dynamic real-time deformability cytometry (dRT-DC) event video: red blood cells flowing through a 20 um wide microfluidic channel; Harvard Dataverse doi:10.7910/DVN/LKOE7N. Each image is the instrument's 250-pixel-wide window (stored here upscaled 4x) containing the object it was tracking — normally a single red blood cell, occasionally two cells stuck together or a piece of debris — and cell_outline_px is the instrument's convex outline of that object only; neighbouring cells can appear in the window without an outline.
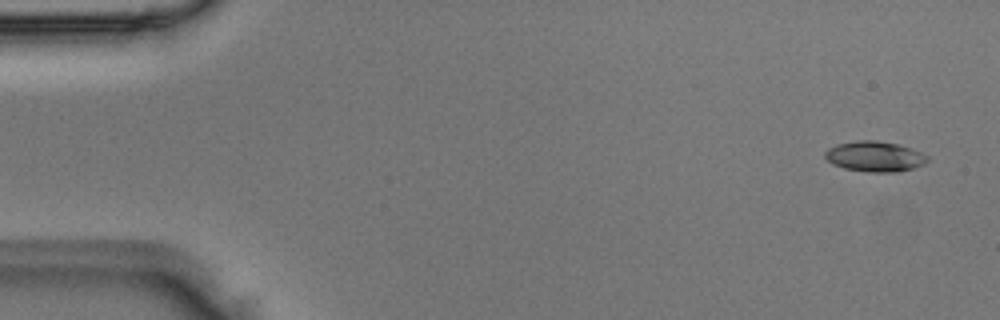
{"species": "Egyptian fruit bat (a non-hibernating species)", "species_latin": "Rousettus aegyptiacus", "temperature_condition": "room temperature", "stored_images_in_passage": 4, "camera_frame_rate_fps": 3000, "um_per_image_px": 0.085, "animal": {"sex": "male"}, "frame": {"image": 1, "passage_image": 1, "time_ms": 0.0, "image_size_px": [1000, 320], "cell_outline_px": [[928, 160], [924, 164], [912, 168], [896, 172], [868, 172], [844, 168], [832, 164], [824, 156], [824, 152], [828, 148], [836, 144], [856, 140], [876, 140], [896, 144], [920, 152], [928, 156]], "centroid_in_image_um": [74.31, 13.3], "position_along_channel_um": 10.7, "area_um2": 18.03}}
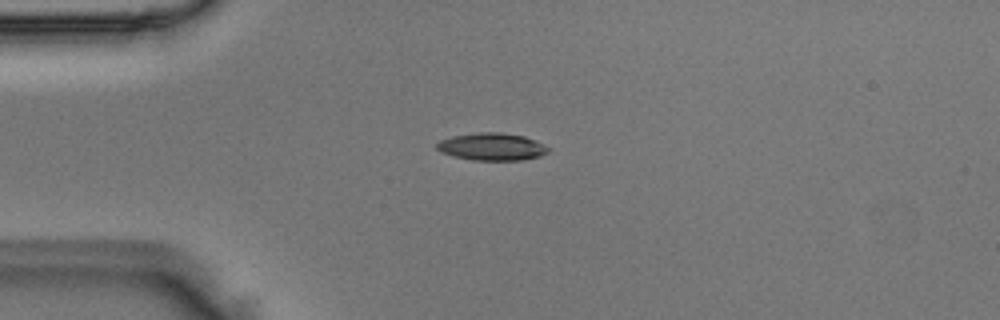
{"frame": {"image": 2, "passage_image": 4, "time_ms": 1.0, "image_size_px": [1000, 320], "cell_outline_px": [[548, 152], [540, 156], [520, 160], [472, 160], [452, 156], [440, 152], [436, 148], [436, 144], [440, 140], [452, 136], [480, 132], [500, 132], [524, 136], [536, 140], [548, 148]], "centroid_in_image_um": [41.78, 12.47], "position_along_channel_um": 43.2, "area_um2": 17.8}}